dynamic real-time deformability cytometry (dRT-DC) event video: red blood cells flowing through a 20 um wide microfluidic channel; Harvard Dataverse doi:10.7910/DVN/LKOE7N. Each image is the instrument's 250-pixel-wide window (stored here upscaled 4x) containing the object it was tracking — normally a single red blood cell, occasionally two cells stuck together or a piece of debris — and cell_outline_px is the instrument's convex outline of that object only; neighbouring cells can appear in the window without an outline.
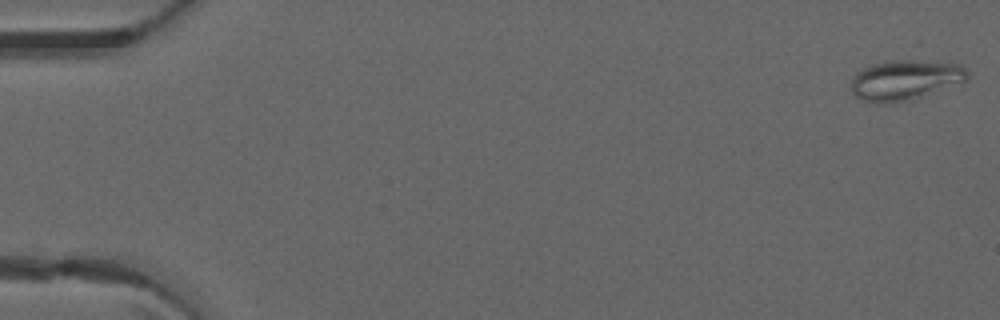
{"species": "common noctule bat (a hibernating species)", "species_latin": "Nyctalus noctula", "temperature_condition": "warm", "stored_images_in_passage": 16, "camera_frame_rate_fps": 3000, "um_per_image_px": 0.085, "animal": {"sex": "male", "forearm_length_mm": 52.5}, "frame": {"image": 1, "passage_image": 1, "time_ms": 0.0, "image_size_px": [1000, 320], "cell_outline_px": [[968, 80], [916, 100], [884, 104], [876, 104], [864, 100], [856, 96], [852, 92], [852, 76], [856, 72], [872, 64], [900, 60], [912, 60], [964, 64], [968, 72]], "centroid_in_image_um": [76.98, 6.83], "position_along_channel_um": 8.0, "area_um2": 27.63}}